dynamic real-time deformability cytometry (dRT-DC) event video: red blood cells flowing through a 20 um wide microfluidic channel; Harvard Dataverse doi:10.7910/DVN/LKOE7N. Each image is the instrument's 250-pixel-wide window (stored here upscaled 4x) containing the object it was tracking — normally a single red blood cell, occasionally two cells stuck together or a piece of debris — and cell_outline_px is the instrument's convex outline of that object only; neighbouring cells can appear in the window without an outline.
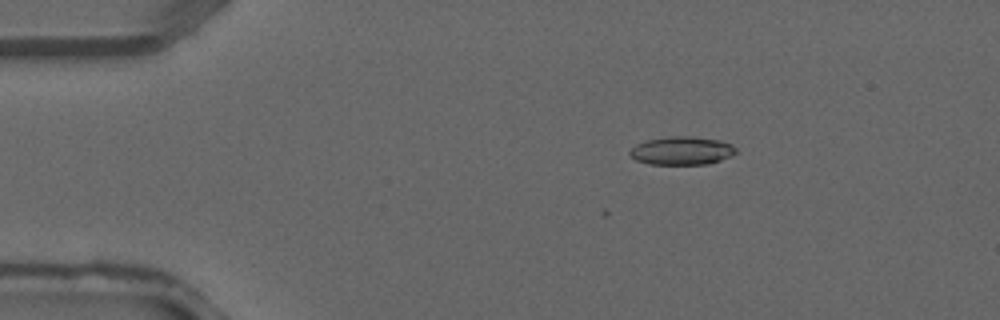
{"species": "common noctule bat (a hibernating species)", "species_latin": "Nyctalus noctula", "temperature_condition": "warm", "stored_images_in_passage": 4, "camera_frame_rate_fps": 3000, "um_per_image_px": 0.085, "animal": {"sex": "male", "forearm_length_mm": 52.5}, "frame": {"image": 1, "passage_image": 2, "time_ms": 0.333, "image_size_px": [1000, 320], "cell_outline_px": [[736, 152], [720, 160], [708, 164], [648, 164], [636, 160], [628, 152], [636, 144], [644, 140], [672, 136], [688, 136], [720, 140], [732, 144], [736, 148]], "centroid_in_image_um": [57.93, 12.8], "position_along_channel_um": 27.1, "area_um2": 17.4}}
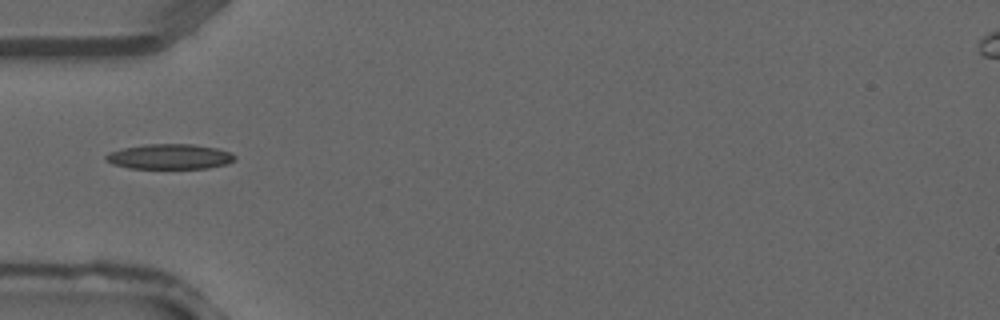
{"frame": {"image": 2, "passage_image": 4, "time_ms": 1.0, "image_size_px": [1000, 320], "cell_outline_px": [[236, 160], [228, 164], [208, 168], [128, 168], [112, 164], [104, 160], [104, 156], [108, 152], [124, 148], [144, 144], [192, 144], [216, 148], [232, 152], [236, 156]], "centroid_in_image_um": [14.43, 13.31], "position_along_channel_um": 70.6, "area_um2": 19.07}}